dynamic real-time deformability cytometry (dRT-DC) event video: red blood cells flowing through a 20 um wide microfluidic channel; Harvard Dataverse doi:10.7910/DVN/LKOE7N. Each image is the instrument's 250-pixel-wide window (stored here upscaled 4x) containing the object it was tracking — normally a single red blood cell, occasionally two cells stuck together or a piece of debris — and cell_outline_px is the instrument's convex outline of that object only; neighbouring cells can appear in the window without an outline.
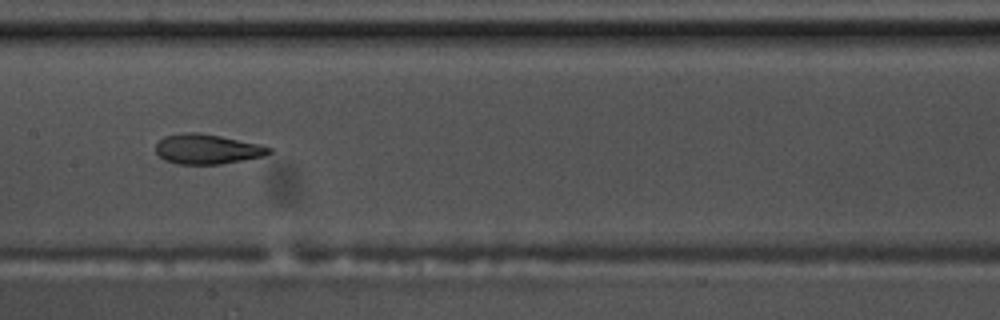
{"species": "common noctule bat (a hibernating species)", "species_latin": "Nyctalus noctula", "temperature_condition": "warm", "stored_images_in_passage": 11, "camera_frame_rate_fps": 3000, "um_per_image_px": 0.085, "animal": {"sex": "male", "body_mass_g": 17.5, "forearm_length_mm": 52.3}, "frame": {"image": 1, "passage_image": 4, "time_ms": 1.0, "image_size_px": [1000, 320], "cell_outline_px": [[272, 152], [264, 156], [220, 164], [180, 164], [164, 160], [156, 152], [156, 144], [164, 136], [184, 132], [196, 132], [220, 136], [260, 144], [272, 148]], "centroid_in_image_um": [17.61, 12.67], "position_along_channel_um": 189.8, "area_um2": 19.65}}
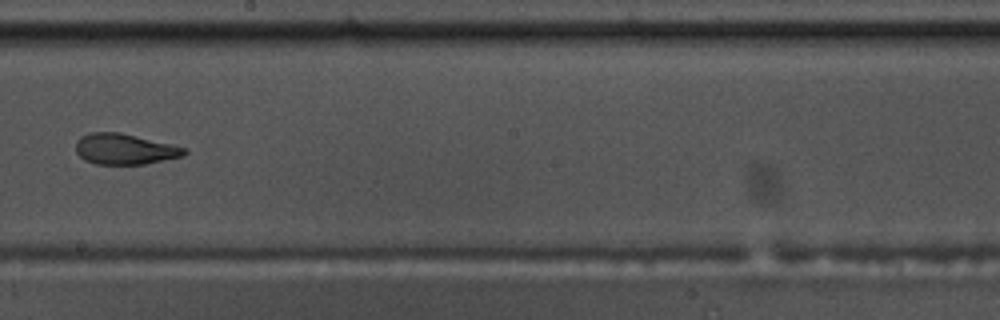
{"frame": {"image": 2, "passage_image": 5, "time_ms": 1.333, "image_size_px": [1000, 320], "cell_outline_px": [[188, 152], [184, 156], [144, 164], [96, 164], [84, 160], [76, 152], [76, 140], [80, 136], [88, 132], [120, 132], [172, 144], [188, 148]], "centroid_in_image_um": [10.6, 12.66], "position_along_channel_um": 237.6, "area_um2": 19.65}}
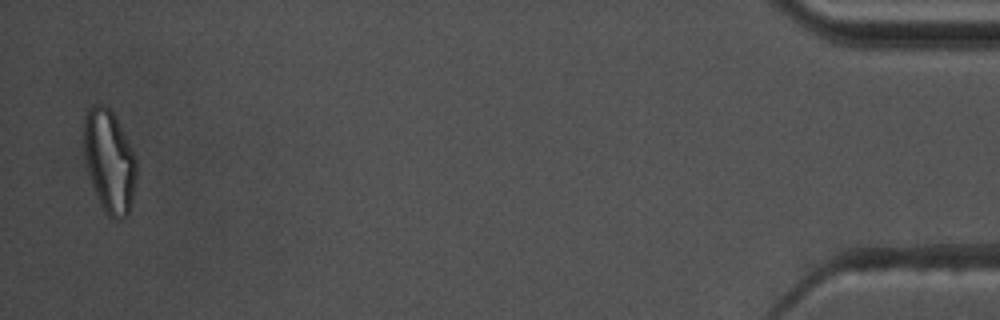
{"frame": {"image": 3, "passage_image": 11, "time_ms": 3.333, "image_size_px": [1000, 320], "cell_outline_px": [[136, 176], [132, 204], [128, 216], [120, 220], [116, 220], [108, 216], [104, 212], [100, 204], [84, 156], [84, 116], [88, 108], [92, 104], [104, 104], [112, 112], [136, 160]], "centroid_in_image_um": [9.29, 13.74], "position_along_channel_um": 425.9, "area_um2": 30.98}}